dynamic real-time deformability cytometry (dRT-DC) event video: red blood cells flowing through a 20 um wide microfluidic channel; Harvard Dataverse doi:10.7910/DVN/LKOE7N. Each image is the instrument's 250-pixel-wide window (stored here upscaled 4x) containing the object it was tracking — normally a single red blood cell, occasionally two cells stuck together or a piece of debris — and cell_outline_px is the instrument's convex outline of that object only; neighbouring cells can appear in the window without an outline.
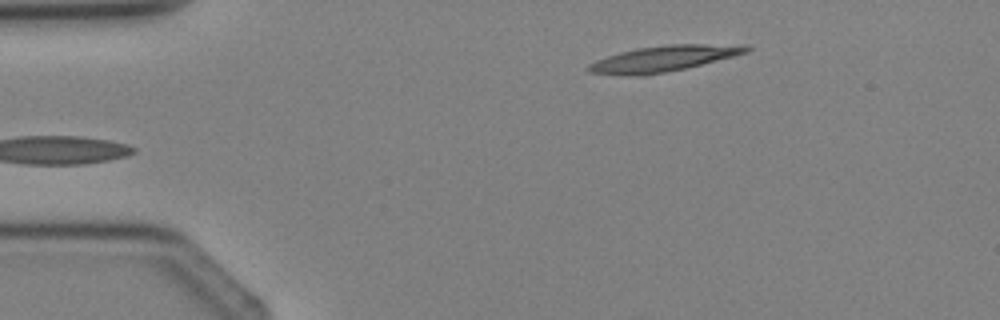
{"species": "Egyptian fruit bat (a non-hibernating species)", "species_latin": "Rousettus aegyptiacus", "temperature_condition": "cold", "stored_images_in_passage": 4, "camera_frame_rate_fps": 3000, "um_per_image_px": 0.085, "animal": {"sex": "female"}, "frame": {"image": 1, "passage_image": 4, "time_ms": 3.333, "image_size_px": [1000, 320], "cell_outline_px": [[752, 48], [748, 52], [684, 68], [644, 76], [628, 76], [588, 72], [584, 68], [588, 64], [596, 60], [620, 52], [636, 48], [668, 44], [744, 44]], "centroid_in_image_um": [56.36, 4.98], "position_along_channel_um": 28.6, "area_um2": 23.76}}